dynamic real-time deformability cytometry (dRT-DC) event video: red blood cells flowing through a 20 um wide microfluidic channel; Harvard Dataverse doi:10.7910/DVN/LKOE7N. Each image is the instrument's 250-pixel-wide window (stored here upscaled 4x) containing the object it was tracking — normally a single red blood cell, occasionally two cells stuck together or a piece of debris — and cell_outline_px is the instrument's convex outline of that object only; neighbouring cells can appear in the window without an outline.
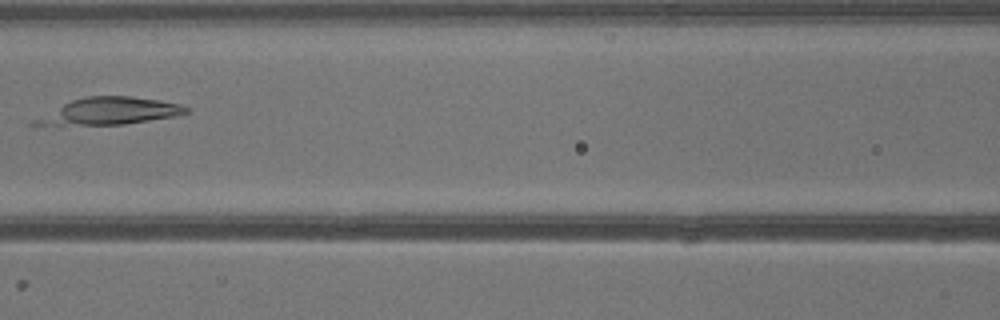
{"species": "common noctule bat (a hibernating species)", "species_latin": "Nyctalus noctula", "temperature_condition": "warm", "stored_images_in_passage": 30, "segment_of_instrument_passage": [1, 2], "camera_frame_rate_fps": 3000, "um_per_image_px": 0.085, "animal": {"sex": "male", "body_mass_g": 13.3}, "frame": {"image": 1, "passage_image": 11, "time_ms": 3.333, "image_size_px": [1000, 320], "cell_outline_px": [[192, 108], [188, 112], [176, 116], [124, 124], [28, 124], [32, 120], [72, 100], [88, 96], [132, 96], [160, 100], [180, 104]], "centroid_in_image_um": [9.41, 9.43], "position_along_channel_um": 157.2, "area_um2": 23.24}}
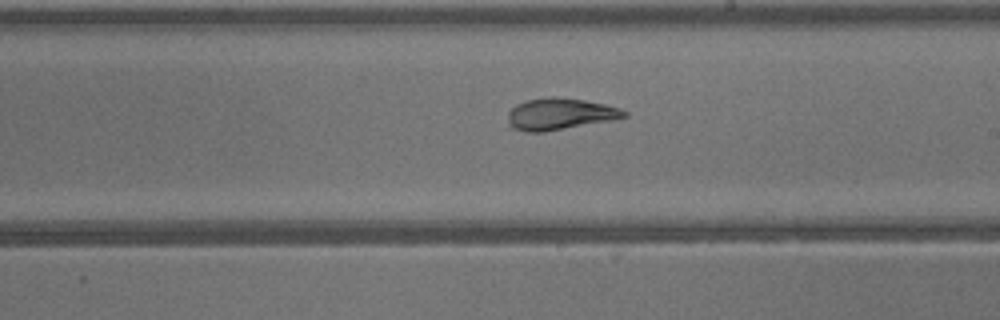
{"frame": {"image": 2, "passage_image": 16, "time_ms": 5.0, "image_size_px": [1000, 320], "cell_outline_px": [[628, 116], [612, 120], [544, 132], [528, 132], [512, 128], [508, 120], [508, 112], [516, 104], [524, 100], [548, 96], [552, 96], [584, 100], [608, 104], [620, 108], [628, 112]], "centroid_in_image_um": [47.6, 9.68], "position_along_channel_um": 241.4, "area_um2": 21.62}}
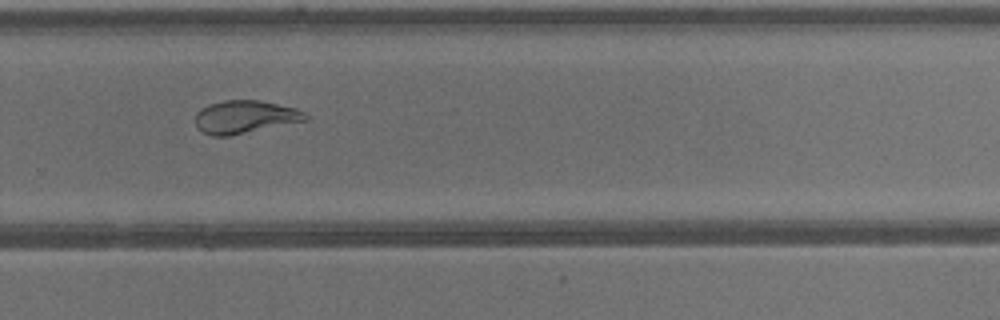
{"frame": {"image": 3, "passage_image": 20, "time_ms": 6.333, "image_size_px": [1000, 320], "cell_outline_px": [[308, 120], [228, 136], [212, 136], [196, 128], [196, 112], [200, 108], [208, 104], [224, 100], [256, 100], [296, 108], [304, 112], [308, 116]], "centroid_in_image_um": [20.79, 9.94], "position_along_channel_um": 309.0, "area_um2": 21.04}}